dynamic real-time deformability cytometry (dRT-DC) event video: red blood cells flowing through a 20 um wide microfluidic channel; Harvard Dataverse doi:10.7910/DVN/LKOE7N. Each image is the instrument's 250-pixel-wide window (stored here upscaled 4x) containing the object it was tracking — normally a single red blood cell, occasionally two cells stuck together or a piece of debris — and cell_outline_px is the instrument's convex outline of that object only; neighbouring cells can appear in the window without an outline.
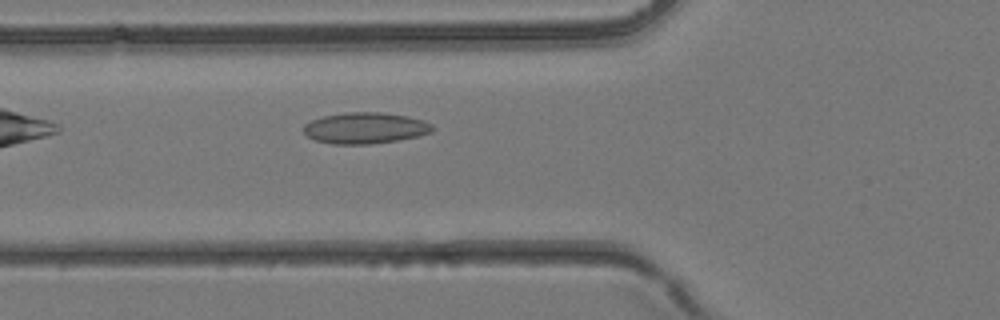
{"species": "common noctule bat (a hibernating species)", "species_latin": "Nyctalus noctula", "temperature_condition": "room temperature", "stored_images_in_passage": 6, "camera_frame_rate_fps": 3000, "um_per_image_px": 0.085, "animal": {"sex": "female", "body_mass_g": 24.6, "forearm_length_mm": 56.2}, "frame": {"image": 1, "passage_image": 6, "time_ms": 1.667, "image_size_px": [1000, 320], "cell_outline_px": [[432, 132], [416, 136], [396, 140], [372, 144], [332, 144], [316, 140], [308, 136], [304, 132], [304, 124], [312, 120], [324, 116], [348, 112], [384, 112], [408, 116], [424, 120], [432, 124]], "centroid_in_image_um": [31.05, 10.87], "position_along_channel_um": 94.8, "area_um2": 23.29}}